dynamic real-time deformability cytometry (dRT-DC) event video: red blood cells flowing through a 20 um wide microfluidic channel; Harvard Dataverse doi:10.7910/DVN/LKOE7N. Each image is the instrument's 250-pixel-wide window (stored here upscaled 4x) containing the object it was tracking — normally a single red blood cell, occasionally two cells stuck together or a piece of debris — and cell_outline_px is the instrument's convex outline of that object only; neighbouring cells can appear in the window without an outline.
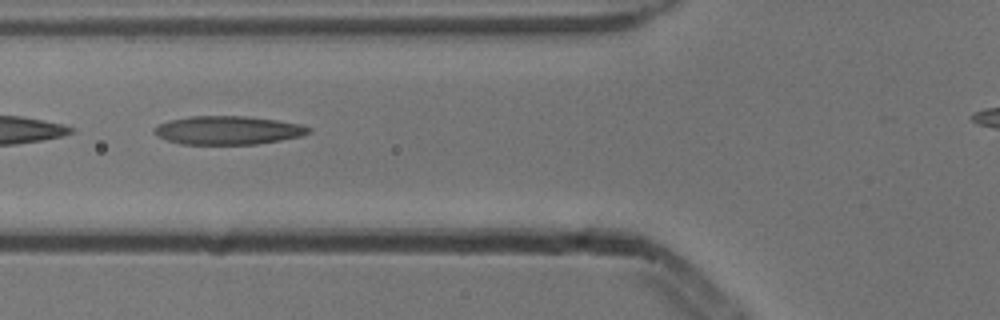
{"species": "common noctule bat (a hibernating species)", "species_latin": "Nyctalus noctula", "temperature_condition": "cold", "stored_images_in_passage": 8, "camera_frame_rate_fps": 3000, "um_per_image_px": 0.085, "animal": {"sex": "male", "body_mass_g": 13.3}, "frame": {"image": 1, "passage_image": 5, "time_ms": 1.333, "image_size_px": [1000, 320], "cell_outline_px": [[312, 132], [300, 136], [280, 140], [256, 144], [180, 144], [168, 140], [152, 132], [152, 128], [168, 120], [192, 116], [248, 116], [276, 120], [300, 124], [312, 128]], "centroid_in_image_um": [19.38, 11.07], "position_along_channel_um": 106.4, "area_um2": 25.61}}
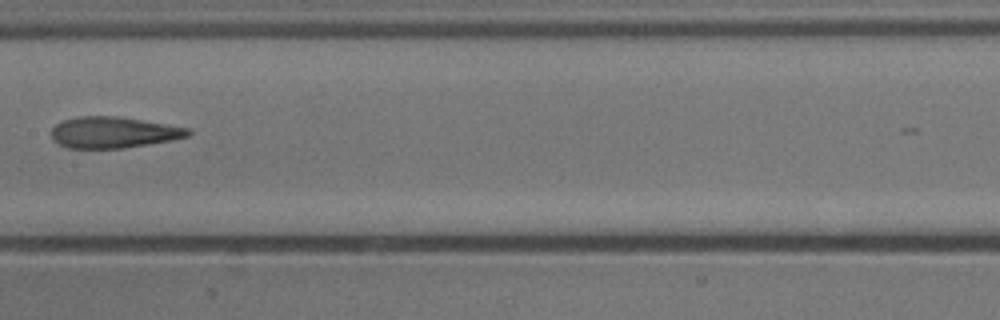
{"frame": {"image": 2, "passage_image": 7, "time_ms": 2.0, "image_size_px": [1000, 320], "cell_outline_px": [[192, 132], [188, 136], [172, 140], [120, 148], [68, 148], [52, 140], [52, 128], [56, 124], [64, 120], [76, 116], [116, 116], [188, 128]], "centroid_in_image_um": [9.6, 11.25], "position_along_channel_um": 197.8, "area_um2": 24.51}}
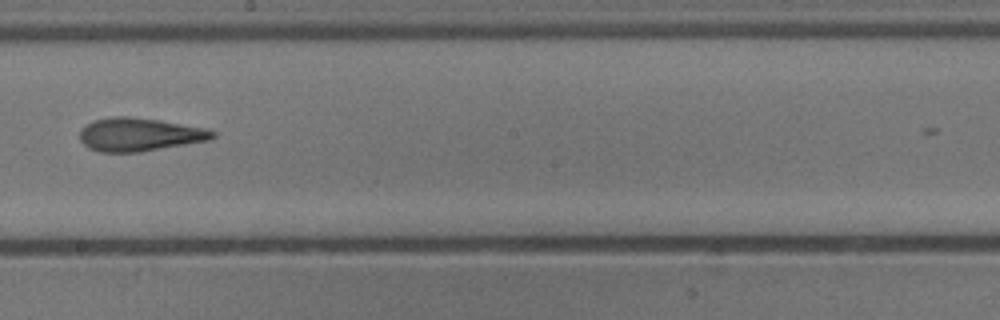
{"frame": {"image": 3, "passage_image": 8, "time_ms": 2.333, "image_size_px": [1000, 320], "cell_outline_px": [[216, 136], [208, 140], [140, 152], [100, 152], [88, 148], [80, 140], [80, 128], [92, 120], [112, 116], [128, 116], [160, 120], [212, 128], [216, 132]], "centroid_in_image_um": [11.87, 11.42], "position_along_channel_um": 236.3, "area_um2": 26.13}}